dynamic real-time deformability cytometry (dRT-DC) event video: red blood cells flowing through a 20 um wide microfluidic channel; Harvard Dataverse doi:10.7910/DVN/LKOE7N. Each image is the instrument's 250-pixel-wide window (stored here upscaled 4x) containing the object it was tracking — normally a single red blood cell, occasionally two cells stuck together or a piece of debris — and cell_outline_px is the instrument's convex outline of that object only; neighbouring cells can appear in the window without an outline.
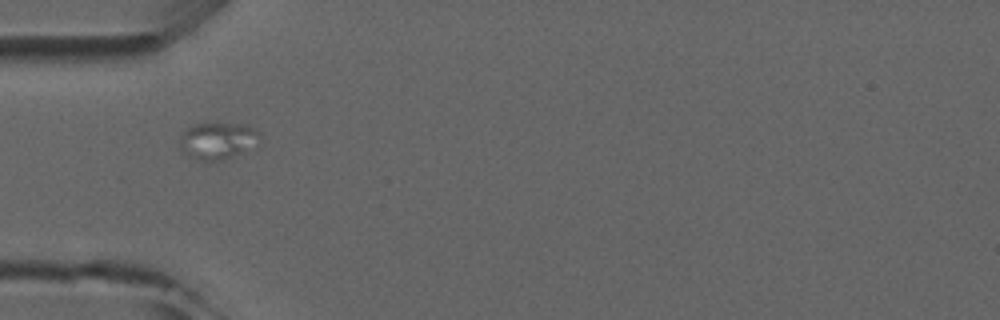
{"species": "common noctule bat (a hibernating species)", "species_latin": "Nyctalus noctula", "temperature_condition": "room temperature", "stored_images_in_passage": 2, "camera_frame_rate_fps": 3000, "um_per_image_px": 0.085, "animal": {"sex": "male", "forearm_length_mm": 52.5}, "frame": {"image": 1, "passage_image": 1, "time_ms": 0.0, "image_size_px": [1000, 320], "cell_outline_px": [[260, 136], [236, 152], [220, 160], [204, 160], [188, 156], [180, 148], [180, 132], [184, 128], [192, 124], [204, 120], [212, 120], [248, 124], [260, 132]], "centroid_in_image_um": [18.35, 11.82], "position_along_channel_um": 66.7, "area_um2": 17.17}}
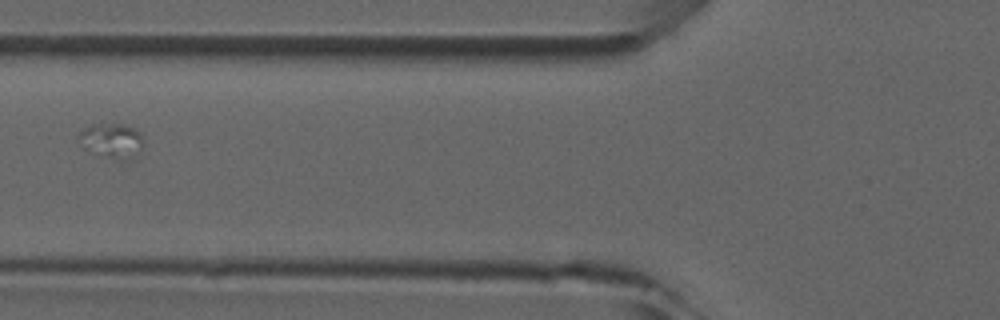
{"frame": {"image": 2, "passage_image": 2, "time_ms": 1.333, "image_size_px": [1000, 320], "cell_outline_px": [[144, 140], [140, 148], [92, 152], [84, 148], [80, 136], [80, 132], [84, 128], [96, 124], [124, 124], [140, 132]], "centroid_in_image_um": [9.4, 11.71], "position_along_channel_um": 116.4, "area_um2": 10.46}}